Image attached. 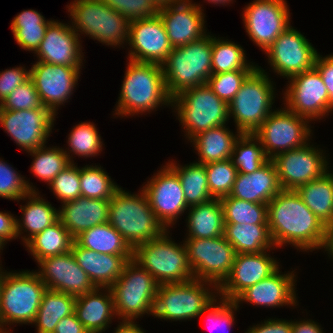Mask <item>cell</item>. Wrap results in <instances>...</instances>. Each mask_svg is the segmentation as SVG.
I'll return each mask as SVG.
<instances>
[{"label": "cell", "mask_w": 333, "mask_h": 333, "mask_svg": "<svg viewBox=\"0 0 333 333\" xmlns=\"http://www.w3.org/2000/svg\"><path fill=\"white\" fill-rule=\"evenodd\" d=\"M267 251L235 254L229 276L218 287V297L234 301L248 287L274 273L280 265Z\"/></svg>", "instance_id": "cell-22"}, {"label": "cell", "mask_w": 333, "mask_h": 333, "mask_svg": "<svg viewBox=\"0 0 333 333\" xmlns=\"http://www.w3.org/2000/svg\"><path fill=\"white\" fill-rule=\"evenodd\" d=\"M71 251L78 265L98 288H110L122 274L126 263L133 259V256L100 254L83 248L76 241H74Z\"/></svg>", "instance_id": "cell-28"}, {"label": "cell", "mask_w": 333, "mask_h": 333, "mask_svg": "<svg viewBox=\"0 0 333 333\" xmlns=\"http://www.w3.org/2000/svg\"><path fill=\"white\" fill-rule=\"evenodd\" d=\"M212 36V74L236 70H255L258 65L246 60L242 46ZM248 62V63H247Z\"/></svg>", "instance_id": "cell-40"}, {"label": "cell", "mask_w": 333, "mask_h": 333, "mask_svg": "<svg viewBox=\"0 0 333 333\" xmlns=\"http://www.w3.org/2000/svg\"><path fill=\"white\" fill-rule=\"evenodd\" d=\"M208 187L213 199L229 196L237 175L231 159L216 161L205 165Z\"/></svg>", "instance_id": "cell-48"}, {"label": "cell", "mask_w": 333, "mask_h": 333, "mask_svg": "<svg viewBox=\"0 0 333 333\" xmlns=\"http://www.w3.org/2000/svg\"><path fill=\"white\" fill-rule=\"evenodd\" d=\"M245 333H292V321L282 319H267L264 323L250 327Z\"/></svg>", "instance_id": "cell-57"}, {"label": "cell", "mask_w": 333, "mask_h": 333, "mask_svg": "<svg viewBox=\"0 0 333 333\" xmlns=\"http://www.w3.org/2000/svg\"><path fill=\"white\" fill-rule=\"evenodd\" d=\"M110 8L124 16L129 22L150 18L158 13L151 0H102Z\"/></svg>", "instance_id": "cell-54"}, {"label": "cell", "mask_w": 333, "mask_h": 333, "mask_svg": "<svg viewBox=\"0 0 333 333\" xmlns=\"http://www.w3.org/2000/svg\"><path fill=\"white\" fill-rule=\"evenodd\" d=\"M321 326L313 320L292 321V333H324Z\"/></svg>", "instance_id": "cell-60"}, {"label": "cell", "mask_w": 333, "mask_h": 333, "mask_svg": "<svg viewBox=\"0 0 333 333\" xmlns=\"http://www.w3.org/2000/svg\"><path fill=\"white\" fill-rule=\"evenodd\" d=\"M51 21L45 20L36 10H23L14 17L10 27L17 44L22 49L35 53Z\"/></svg>", "instance_id": "cell-39"}, {"label": "cell", "mask_w": 333, "mask_h": 333, "mask_svg": "<svg viewBox=\"0 0 333 333\" xmlns=\"http://www.w3.org/2000/svg\"><path fill=\"white\" fill-rule=\"evenodd\" d=\"M4 326H5L4 324H0V333H10L9 330L7 331L8 328H6V326L4 328Z\"/></svg>", "instance_id": "cell-65"}, {"label": "cell", "mask_w": 333, "mask_h": 333, "mask_svg": "<svg viewBox=\"0 0 333 333\" xmlns=\"http://www.w3.org/2000/svg\"><path fill=\"white\" fill-rule=\"evenodd\" d=\"M129 21L101 0L100 36L97 41L107 46L128 42Z\"/></svg>", "instance_id": "cell-47"}, {"label": "cell", "mask_w": 333, "mask_h": 333, "mask_svg": "<svg viewBox=\"0 0 333 333\" xmlns=\"http://www.w3.org/2000/svg\"><path fill=\"white\" fill-rule=\"evenodd\" d=\"M75 241L100 254L133 256V249L108 222L83 231Z\"/></svg>", "instance_id": "cell-36"}, {"label": "cell", "mask_w": 333, "mask_h": 333, "mask_svg": "<svg viewBox=\"0 0 333 333\" xmlns=\"http://www.w3.org/2000/svg\"><path fill=\"white\" fill-rule=\"evenodd\" d=\"M5 242L0 238V252L3 250V247L5 246Z\"/></svg>", "instance_id": "cell-67"}, {"label": "cell", "mask_w": 333, "mask_h": 333, "mask_svg": "<svg viewBox=\"0 0 333 333\" xmlns=\"http://www.w3.org/2000/svg\"><path fill=\"white\" fill-rule=\"evenodd\" d=\"M128 60L162 65L173 47L162 19L157 13L150 18L129 22Z\"/></svg>", "instance_id": "cell-19"}, {"label": "cell", "mask_w": 333, "mask_h": 333, "mask_svg": "<svg viewBox=\"0 0 333 333\" xmlns=\"http://www.w3.org/2000/svg\"><path fill=\"white\" fill-rule=\"evenodd\" d=\"M224 223L268 224L267 204L253 203L225 196L220 199Z\"/></svg>", "instance_id": "cell-43"}, {"label": "cell", "mask_w": 333, "mask_h": 333, "mask_svg": "<svg viewBox=\"0 0 333 333\" xmlns=\"http://www.w3.org/2000/svg\"><path fill=\"white\" fill-rule=\"evenodd\" d=\"M231 160L238 173L250 174L270 159L254 134L241 133L235 141Z\"/></svg>", "instance_id": "cell-41"}, {"label": "cell", "mask_w": 333, "mask_h": 333, "mask_svg": "<svg viewBox=\"0 0 333 333\" xmlns=\"http://www.w3.org/2000/svg\"><path fill=\"white\" fill-rule=\"evenodd\" d=\"M157 172L142 189L156 218L166 230H169V226L176 224L179 216L189 207L177 173L168 164Z\"/></svg>", "instance_id": "cell-17"}, {"label": "cell", "mask_w": 333, "mask_h": 333, "mask_svg": "<svg viewBox=\"0 0 333 333\" xmlns=\"http://www.w3.org/2000/svg\"><path fill=\"white\" fill-rule=\"evenodd\" d=\"M55 119V115L47 108L0 110L2 128L27 152L45 146Z\"/></svg>", "instance_id": "cell-18"}, {"label": "cell", "mask_w": 333, "mask_h": 333, "mask_svg": "<svg viewBox=\"0 0 333 333\" xmlns=\"http://www.w3.org/2000/svg\"><path fill=\"white\" fill-rule=\"evenodd\" d=\"M74 241L75 238L58 220L34 235L24 245L38 263L44 258L70 252Z\"/></svg>", "instance_id": "cell-35"}, {"label": "cell", "mask_w": 333, "mask_h": 333, "mask_svg": "<svg viewBox=\"0 0 333 333\" xmlns=\"http://www.w3.org/2000/svg\"><path fill=\"white\" fill-rule=\"evenodd\" d=\"M310 121L286 107L274 110L253 133L262 144L267 157L304 146L311 137Z\"/></svg>", "instance_id": "cell-11"}, {"label": "cell", "mask_w": 333, "mask_h": 333, "mask_svg": "<svg viewBox=\"0 0 333 333\" xmlns=\"http://www.w3.org/2000/svg\"><path fill=\"white\" fill-rule=\"evenodd\" d=\"M45 108L31 79L19 85L10 95L0 103V110H29Z\"/></svg>", "instance_id": "cell-53"}, {"label": "cell", "mask_w": 333, "mask_h": 333, "mask_svg": "<svg viewBox=\"0 0 333 333\" xmlns=\"http://www.w3.org/2000/svg\"><path fill=\"white\" fill-rule=\"evenodd\" d=\"M118 97L115 115L134 116L152 112L163 105L172 107L162 65L129 60Z\"/></svg>", "instance_id": "cell-2"}, {"label": "cell", "mask_w": 333, "mask_h": 333, "mask_svg": "<svg viewBox=\"0 0 333 333\" xmlns=\"http://www.w3.org/2000/svg\"><path fill=\"white\" fill-rule=\"evenodd\" d=\"M70 3L67 7L72 29L96 40L100 36L101 0H74Z\"/></svg>", "instance_id": "cell-42"}, {"label": "cell", "mask_w": 333, "mask_h": 333, "mask_svg": "<svg viewBox=\"0 0 333 333\" xmlns=\"http://www.w3.org/2000/svg\"><path fill=\"white\" fill-rule=\"evenodd\" d=\"M178 175L188 207L206 203L212 200L209 192L205 165L192 162L189 165H177L176 162L167 163Z\"/></svg>", "instance_id": "cell-38"}, {"label": "cell", "mask_w": 333, "mask_h": 333, "mask_svg": "<svg viewBox=\"0 0 333 333\" xmlns=\"http://www.w3.org/2000/svg\"><path fill=\"white\" fill-rule=\"evenodd\" d=\"M75 299L70 294L47 289L32 323L37 327V333H54L59 321L74 313Z\"/></svg>", "instance_id": "cell-37"}, {"label": "cell", "mask_w": 333, "mask_h": 333, "mask_svg": "<svg viewBox=\"0 0 333 333\" xmlns=\"http://www.w3.org/2000/svg\"><path fill=\"white\" fill-rule=\"evenodd\" d=\"M265 54L275 73L289 79L312 69L318 52L301 32L290 25L276 38Z\"/></svg>", "instance_id": "cell-16"}, {"label": "cell", "mask_w": 333, "mask_h": 333, "mask_svg": "<svg viewBox=\"0 0 333 333\" xmlns=\"http://www.w3.org/2000/svg\"><path fill=\"white\" fill-rule=\"evenodd\" d=\"M280 268L260 282L248 287L234 301L249 302L256 306L280 308L282 306H297L294 270L281 274ZM294 272V273H293Z\"/></svg>", "instance_id": "cell-25"}, {"label": "cell", "mask_w": 333, "mask_h": 333, "mask_svg": "<svg viewBox=\"0 0 333 333\" xmlns=\"http://www.w3.org/2000/svg\"><path fill=\"white\" fill-rule=\"evenodd\" d=\"M233 134L226 124L211 128L208 131L196 135L190 140L198 153V163L209 164L216 161L231 159L233 147L240 132ZM200 159V160H199Z\"/></svg>", "instance_id": "cell-31"}, {"label": "cell", "mask_w": 333, "mask_h": 333, "mask_svg": "<svg viewBox=\"0 0 333 333\" xmlns=\"http://www.w3.org/2000/svg\"><path fill=\"white\" fill-rule=\"evenodd\" d=\"M28 153L34 157L30 168L31 172L48 185L71 163L64 148L56 146L52 148L43 146Z\"/></svg>", "instance_id": "cell-44"}, {"label": "cell", "mask_w": 333, "mask_h": 333, "mask_svg": "<svg viewBox=\"0 0 333 333\" xmlns=\"http://www.w3.org/2000/svg\"><path fill=\"white\" fill-rule=\"evenodd\" d=\"M324 249H326L325 251H327L333 259V225L328 227L327 241Z\"/></svg>", "instance_id": "cell-62"}, {"label": "cell", "mask_w": 333, "mask_h": 333, "mask_svg": "<svg viewBox=\"0 0 333 333\" xmlns=\"http://www.w3.org/2000/svg\"><path fill=\"white\" fill-rule=\"evenodd\" d=\"M172 106L189 141L202 132L225 125L230 119L228 103L207 83L184 90L172 98Z\"/></svg>", "instance_id": "cell-7"}, {"label": "cell", "mask_w": 333, "mask_h": 333, "mask_svg": "<svg viewBox=\"0 0 333 333\" xmlns=\"http://www.w3.org/2000/svg\"><path fill=\"white\" fill-rule=\"evenodd\" d=\"M74 313L89 333L105 332L113 317H116L111 289L96 287L93 291L77 296Z\"/></svg>", "instance_id": "cell-29"}, {"label": "cell", "mask_w": 333, "mask_h": 333, "mask_svg": "<svg viewBox=\"0 0 333 333\" xmlns=\"http://www.w3.org/2000/svg\"><path fill=\"white\" fill-rule=\"evenodd\" d=\"M208 286H212L211 292ZM212 288L217 292H212ZM216 293L218 294V287L203 280L161 284L158 286L152 315L154 318L166 321L191 320L200 316L201 312L218 296Z\"/></svg>", "instance_id": "cell-10"}, {"label": "cell", "mask_w": 333, "mask_h": 333, "mask_svg": "<svg viewBox=\"0 0 333 333\" xmlns=\"http://www.w3.org/2000/svg\"><path fill=\"white\" fill-rule=\"evenodd\" d=\"M223 236L236 254L259 253L274 247L268 224L224 223Z\"/></svg>", "instance_id": "cell-33"}, {"label": "cell", "mask_w": 333, "mask_h": 333, "mask_svg": "<svg viewBox=\"0 0 333 333\" xmlns=\"http://www.w3.org/2000/svg\"><path fill=\"white\" fill-rule=\"evenodd\" d=\"M54 333H89L78 320L75 313L59 321Z\"/></svg>", "instance_id": "cell-59"}, {"label": "cell", "mask_w": 333, "mask_h": 333, "mask_svg": "<svg viewBox=\"0 0 333 333\" xmlns=\"http://www.w3.org/2000/svg\"><path fill=\"white\" fill-rule=\"evenodd\" d=\"M184 243L194 278L219 287L232 270L234 247L223 235L208 239L185 238Z\"/></svg>", "instance_id": "cell-12"}, {"label": "cell", "mask_w": 333, "mask_h": 333, "mask_svg": "<svg viewBox=\"0 0 333 333\" xmlns=\"http://www.w3.org/2000/svg\"><path fill=\"white\" fill-rule=\"evenodd\" d=\"M79 38L80 34H77L70 24L52 20L35 52L38 61L81 68L84 54Z\"/></svg>", "instance_id": "cell-24"}, {"label": "cell", "mask_w": 333, "mask_h": 333, "mask_svg": "<svg viewBox=\"0 0 333 333\" xmlns=\"http://www.w3.org/2000/svg\"><path fill=\"white\" fill-rule=\"evenodd\" d=\"M166 230L160 237L133 249V260L161 284L185 283L194 280L185 243H175Z\"/></svg>", "instance_id": "cell-5"}, {"label": "cell", "mask_w": 333, "mask_h": 333, "mask_svg": "<svg viewBox=\"0 0 333 333\" xmlns=\"http://www.w3.org/2000/svg\"><path fill=\"white\" fill-rule=\"evenodd\" d=\"M218 299L219 300L215 297V299L201 312L200 315H206V313H208L206 319L207 325H210L209 327H211L210 331H214L216 333H227V329H231V326L235 323L234 312L239 309V305L235 301L228 300L223 297Z\"/></svg>", "instance_id": "cell-50"}, {"label": "cell", "mask_w": 333, "mask_h": 333, "mask_svg": "<svg viewBox=\"0 0 333 333\" xmlns=\"http://www.w3.org/2000/svg\"><path fill=\"white\" fill-rule=\"evenodd\" d=\"M131 194L119 187L109 203L108 223L132 249L160 237L166 229L156 218L144 190Z\"/></svg>", "instance_id": "cell-3"}, {"label": "cell", "mask_w": 333, "mask_h": 333, "mask_svg": "<svg viewBox=\"0 0 333 333\" xmlns=\"http://www.w3.org/2000/svg\"><path fill=\"white\" fill-rule=\"evenodd\" d=\"M80 69L37 61L30 68V79L40 96L43 106L54 115L62 105L71 99L80 76Z\"/></svg>", "instance_id": "cell-20"}, {"label": "cell", "mask_w": 333, "mask_h": 333, "mask_svg": "<svg viewBox=\"0 0 333 333\" xmlns=\"http://www.w3.org/2000/svg\"><path fill=\"white\" fill-rule=\"evenodd\" d=\"M30 79L29 71L25 66L13 67L0 71V103L4 101L19 85Z\"/></svg>", "instance_id": "cell-55"}, {"label": "cell", "mask_w": 333, "mask_h": 333, "mask_svg": "<svg viewBox=\"0 0 333 333\" xmlns=\"http://www.w3.org/2000/svg\"><path fill=\"white\" fill-rule=\"evenodd\" d=\"M274 89L273 81L260 66L246 78L228 104L237 132L253 134L273 112Z\"/></svg>", "instance_id": "cell-8"}, {"label": "cell", "mask_w": 333, "mask_h": 333, "mask_svg": "<svg viewBox=\"0 0 333 333\" xmlns=\"http://www.w3.org/2000/svg\"><path fill=\"white\" fill-rule=\"evenodd\" d=\"M186 238L208 239L224 235V216L220 199L188 208Z\"/></svg>", "instance_id": "cell-32"}, {"label": "cell", "mask_w": 333, "mask_h": 333, "mask_svg": "<svg viewBox=\"0 0 333 333\" xmlns=\"http://www.w3.org/2000/svg\"><path fill=\"white\" fill-rule=\"evenodd\" d=\"M6 163L0 159V197L18 202L26 200L29 192H36V188Z\"/></svg>", "instance_id": "cell-49"}, {"label": "cell", "mask_w": 333, "mask_h": 333, "mask_svg": "<svg viewBox=\"0 0 333 333\" xmlns=\"http://www.w3.org/2000/svg\"><path fill=\"white\" fill-rule=\"evenodd\" d=\"M313 146L306 143L271 159L275 164L282 190H297L329 171V163L323 150Z\"/></svg>", "instance_id": "cell-14"}, {"label": "cell", "mask_w": 333, "mask_h": 333, "mask_svg": "<svg viewBox=\"0 0 333 333\" xmlns=\"http://www.w3.org/2000/svg\"><path fill=\"white\" fill-rule=\"evenodd\" d=\"M287 80L290 81L283 97L286 103L283 104L288 110L309 121L320 120L333 111L327 88L315 67Z\"/></svg>", "instance_id": "cell-13"}, {"label": "cell", "mask_w": 333, "mask_h": 333, "mask_svg": "<svg viewBox=\"0 0 333 333\" xmlns=\"http://www.w3.org/2000/svg\"><path fill=\"white\" fill-rule=\"evenodd\" d=\"M98 165L80 168L81 196L92 199L110 200L119 188L107 172Z\"/></svg>", "instance_id": "cell-46"}, {"label": "cell", "mask_w": 333, "mask_h": 333, "mask_svg": "<svg viewBox=\"0 0 333 333\" xmlns=\"http://www.w3.org/2000/svg\"><path fill=\"white\" fill-rule=\"evenodd\" d=\"M314 67L319 71L323 83L327 88L330 99V106L333 109V54L327 55L325 57L318 54L316 56Z\"/></svg>", "instance_id": "cell-56"}, {"label": "cell", "mask_w": 333, "mask_h": 333, "mask_svg": "<svg viewBox=\"0 0 333 333\" xmlns=\"http://www.w3.org/2000/svg\"><path fill=\"white\" fill-rule=\"evenodd\" d=\"M201 8L199 4H193L192 0H181L158 8V14L173 48L184 46L208 34L204 29L205 14Z\"/></svg>", "instance_id": "cell-23"}, {"label": "cell", "mask_w": 333, "mask_h": 333, "mask_svg": "<svg viewBox=\"0 0 333 333\" xmlns=\"http://www.w3.org/2000/svg\"><path fill=\"white\" fill-rule=\"evenodd\" d=\"M274 248L289 244L303 251L325 248L328 227L305 205L296 190H281L268 204Z\"/></svg>", "instance_id": "cell-1"}, {"label": "cell", "mask_w": 333, "mask_h": 333, "mask_svg": "<svg viewBox=\"0 0 333 333\" xmlns=\"http://www.w3.org/2000/svg\"><path fill=\"white\" fill-rule=\"evenodd\" d=\"M27 203L20 207L23 212L20 219H16L17 236L29 232L27 236H21L24 244L37 233L59 220V210H56L48 201L40 197L39 192H29Z\"/></svg>", "instance_id": "cell-30"}, {"label": "cell", "mask_w": 333, "mask_h": 333, "mask_svg": "<svg viewBox=\"0 0 333 333\" xmlns=\"http://www.w3.org/2000/svg\"><path fill=\"white\" fill-rule=\"evenodd\" d=\"M253 71L254 70H236L211 74L207 85L220 99L229 104L240 90L242 83Z\"/></svg>", "instance_id": "cell-52"}, {"label": "cell", "mask_w": 333, "mask_h": 333, "mask_svg": "<svg viewBox=\"0 0 333 333\" xmlns=\"http://www.w3.org/2000/svg\"><path fill=\"white\" fill-rule=\"evenodd\" d=\"M162 69L171 98L206 84L212 74V35L206 34L201 39L173 48Z\"/></svg>", "instance_id": "cell-4"}, {"label": "cell", "mask_w": 333, "mask_h": 333, "mask_svg": "<svg viewBox=\"0 0 333 333\" xmlns=\"http://www.w3.org/2000/svg\"><path fill=\"white\" fill-rule=\"evenodd\" d=\"M330 172V173H329ZM296 192L305 205L327 227L333 225V172L299 187Z\"/></svg>", "instance_id": "cell-34"}, {"label": "cell", "mask_w": 333, "mask_h": 333, "mask_svg": "<svg viewBox=\"0 0 333 333\" xmlns=\"http://www.w3.org/2000/svg\"><path fill=\"white\" fill-rule=\"evenodd\" d=\"M38 265L37 273L49 290L77 297L96 288L72 251L44 258Z\"/></svg>", "instance_id": "cell-21"}, {"label": "cell", "mask_w": 333, "mask_h": 333, "mask_svg": "<svg viewBox=\"0 0 333 333\" xmlns=\"http://www.w3.org/2000/svg\"><path fill=\"white\" fill-rule=\"evenodd\" d=\"M68 153L66 149L65 154L68 156L70 162H74L72 154L80 157H93L99 155L102 151V139L96 129V126L92 122H81L72 128V131L68 134ZM72 158V159H71Z\"/></svg>", "instance_id": "cell-45"}, {"label": "cell", "mask_w": 333, "mask_h": 333, "mask_svg": "<svg viewBox=\"0 0 333 333\" xmlns=\"http://www.w3.org/2000/svg\"><path fill=\"white\" fill-rule=\"evenodd\" d=\"M207 2L212 3V4H222V5H228V3L233 2V0H208Z\"/></svg>", "instance_id": "cell-64"}, {"label": "cell", "mask_w": 333, "mask_h": 333, "mask_svg": "<svg viewBox=\"0 0 333 333\" xmlns=\"http://www.w3.org/2000/svg\"><path fill=\"white\" fill-rule=\"evenodd\" d=\"M3 269L1 268L0 266V286H1V282H2V279H3V274H4V270L2 271Z\"/></svg>", "instance_id": "cell-66"}, {"label": "cell", "mask_w": 333, "mask_h": 333, "mask_svg": "<svg viewBox=\"0 0 333 333\" xmlns=\"http://www.w3.org/2000/svg\"><path fill=\"white\" fill-rule=\"evenodd\" d=\"M136 323L135 321L122 320L115 328L114 333H145L146 331Z\"/></svg>", "instance_id": "cell-61"}, {"label": "cell", "mask_w": 333, "mask_h": 333, "mask_svg": "<svg viewBox=\"0 0 333 333\" xmlns=\"http://www.w3.org/2000/svg\"><path fill=\"white\" fill-rule=\"evenodd\" d=\"M46 290L37 271H5L0 286V324L32 325Z\"/></svg>", "instance_id": "cell-6"}, {"label": "cell", "mask_w": 333, "mask_h": 333, "mask_svg": "<svg viewBox=\"0 0 333 333\" xmlns=\"http://www.w3.org/2000/svg\"><path fill=\"white\" fill-rule=\"evenodd\" d=\"M110 200L78 197L62 203L59 220L76 238L83 231L108 222Z\"/></svg>", "instance_id": "cell-27"}, {"label": "cell", "mask_w": 333, "mask_h": 333, "mask_svg": "<svg viewBox=\"0 0 333 333\" xmlns=\"http://www.w3.org/2000/svg\"><path fill=\"white\" fill-rule=\"evenodd\" d=\"M282 190L272 160L250 174L237 173L231 197L253 203L268 204Z\"/></svg>", "instance_id": "cell-26"}, {"label": "cell", "mask_w": 333, "mask_h": 333, "mask_svg": "<svg viewBox=\"0 0 333 333\" xmlns=\"http://www.w3.org/2000/svg\"><path fill=\"white\" fill-rule=\"evenodd\" d=\"M157 8H161L167 5L178 3L181 0H151Z\"/></svg>", "instance_id": "cell-63"}, {"label": "cell", "mask_w": 333, "mask_h": 333, "mask_svg": "<svg viewBox=\"0 0 333 333\" xmlns=\"http://www.w3.org/2000/svg\"><path fill=\"white\" fill-rule=\"evenodd\" d=\"M0 238L7 243L18 238L16 231V217L8 212L0 211Z\"/></svg>", "instance_id": "cell-58"}, {"label": "cell", "mask_w": 333, "mask_h": 333, "mask_svg": "<svg viewBox=\"0 0 333 333\" xmlns=\"http://www.w3.org/2000/svg\"><path fill=\"white\" fill-rule=\"evenodd\" d=\"M158 286L146 269L133 259L129 260L110 287L118 319L134 321L145 313L152 315Z\"/></svg>", "instance_id": "cell-9"}, {"label": "cell", "mask_w": 333, "mask_h": 333, "mask_svg": "<svg viewBox=\"0 0 333 333\" xmlns=\"http://www.w3.org/2000/svg\"><path fill=\"white\" fill-rule=\"evenodd\" d=\"M243 22L252 42L266 51L290 24L285 0H254L243 10Z\"/></svg>", "instance_id": "cell-15"}, {"label": "cell", "mask_w": 333, "mask_h": 333, "mask_svg": "<svg viewBox=\"0 0 333 333\" xmlns=\"http://www.w3.org/2000/svg\"><path fill=\"white\" fill-rule=\"evenodd\" d=\"M53 194L62 202H68L81 197L80 167L71 162L49 184Z\"/></svg>", "instance_id": "cell-51"}]
</instances>
